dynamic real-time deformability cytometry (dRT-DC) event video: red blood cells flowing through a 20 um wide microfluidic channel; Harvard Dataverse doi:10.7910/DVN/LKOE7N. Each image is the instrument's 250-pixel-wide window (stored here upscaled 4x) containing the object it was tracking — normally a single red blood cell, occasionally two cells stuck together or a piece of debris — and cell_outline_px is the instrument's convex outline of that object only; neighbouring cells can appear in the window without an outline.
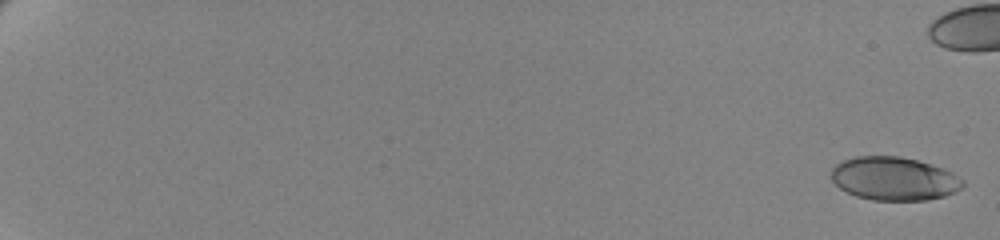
{"species": "human", "species_latin": "Homo sapiens", "temperature_condition": "cold", "stored_images_in_passage": 58, "camera_frame_rate_fps": 3000, "um_per_image_px": 0.085, "donor": {"sex": "female"}, "frame": {"image": 1, "passage_image": 2, "time_ms": 0.333, "image_size_px": [1000, 240], "cell_outline_px": [[964, 184], [956, 192], [944, 196], [928, 200], [872, 200], [856, 196], [840, 188], [832, 180], [832, 168], [836, 164], [844, 160], [856, 156], [900, 156], [916, 160], [944, 168], [952, 172], [964, 180]], "centroid_in_image_um": [76.02, 15.19], "position_along_channel_um": 9.0, "area_um2": 33.23}}
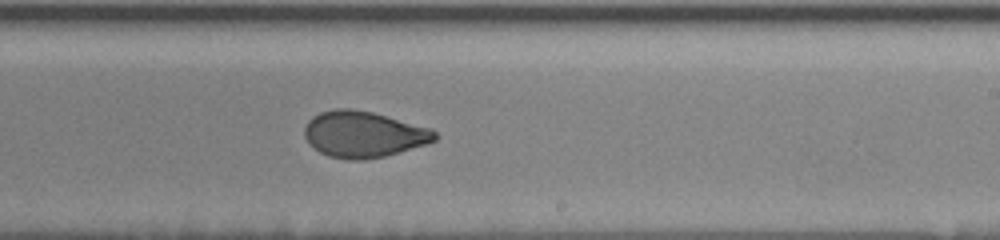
{"frame": {"image": 2, "passage_image": 43, "time_ms": 14.0, "image_size_px": [1000, 240], "cell_outline_px": [[436, 140], [424, 144], [384, 156], [360, 160], [348, 160], [328, 156], [320, 152], [308, 144], [304, 136], [304, 128], [308, 120], [312, 116], [320, 112], [336, 108], [348, 108], [372, 112], [432, 128], [436, 132]], "centroid_in_image_um": [30.85, 11.41], "position_along_channel_um": 258.1, "area_um2": 35.03}}
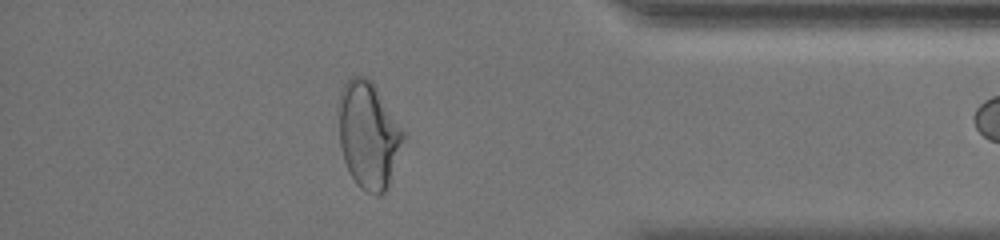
{"frame": {"image": 3, "passage_image": 57, "time_ms": 18.667, "image_size_px": [1000, 240], "cell_outline_px": [[404, 140], [388, 184], [384, 192], [380, 196], [376, 196], [360, 188], [356, 184], [344, 160], [340, 148], [336, 104], [340, 92], [344, 84], [352, 76], [364, 76], [372, 80], [404, 132]], "centroid_in_image_um": [31.27, 11.44], "position_along_channel_um": 403.9, "area_um2": 40.4}}